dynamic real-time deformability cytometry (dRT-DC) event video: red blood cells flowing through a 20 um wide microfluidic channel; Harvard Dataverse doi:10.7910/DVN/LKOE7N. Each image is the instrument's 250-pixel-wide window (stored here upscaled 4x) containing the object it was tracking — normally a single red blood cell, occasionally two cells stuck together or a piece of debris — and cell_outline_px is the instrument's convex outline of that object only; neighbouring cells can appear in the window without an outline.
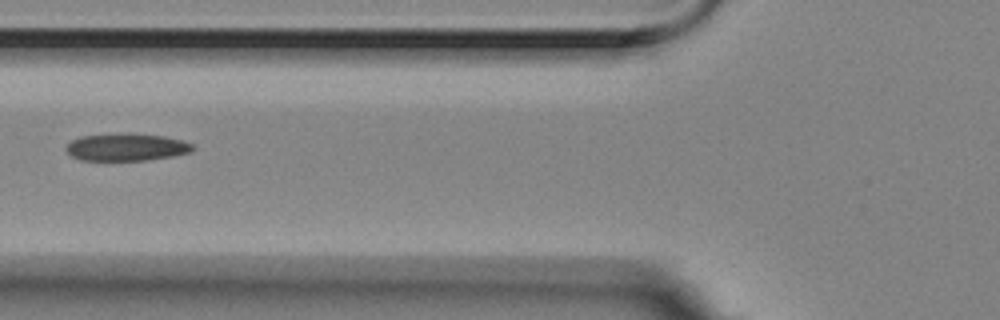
{"species": "Egyptian fruit bat (a non-hibernating species)", "species_latin": "Rousettus aegyptiacus", "temperature_condition": "room temperature", "stored_images_in_passage": 3, "camera_frame_rate_fps": 3000, "um_per_image_px": 0.085, "animal": {"sex": "female"}, "frame": {"image": 1, "passage_image": 3, "time_ms": 0.667, "image_size_px": [1000, 320], "cell_outline_px": [[196, 148], [192, 152], [172, 156], [148, 160], [80, 160], [72, 156], [64, 148], [72, 140], [80, 136], [128, 132], [132, 132], [164, 136], [180, 140], [192, 144]], "centroid_in_image_um": [10.76, 12.49], "position_along_channel_um": 115.0, "area_um2": 20.46}}